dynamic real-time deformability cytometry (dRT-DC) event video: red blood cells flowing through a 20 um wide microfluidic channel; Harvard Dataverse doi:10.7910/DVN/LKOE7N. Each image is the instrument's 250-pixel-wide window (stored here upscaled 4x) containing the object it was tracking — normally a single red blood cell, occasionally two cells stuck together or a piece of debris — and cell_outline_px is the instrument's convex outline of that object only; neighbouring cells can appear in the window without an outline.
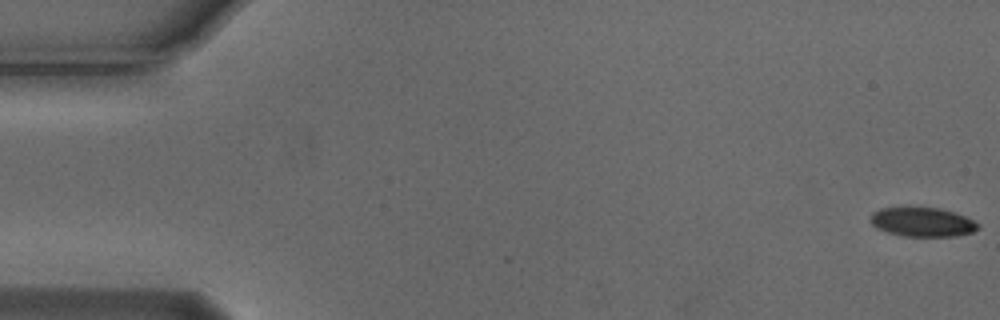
{"species": "Egyptian fruit bat (a non-hibernating species)", "species_latin": "Rousettus aegyptiacus", "temperature_condition": "cold", "stored_images_in_passage": 11, "camera_frame_rate_fps": 3000, "um_per_image_px": 0.085, "animal": {"sex": "male"}, "frame": {"image": 1, "passage_image": 1, "time_ms": 0.0, "image_size_px": [1000, 320], "cell_outline_px": [[980, 228], [972, 232], [956, 236], [904, 236], [888, 232], [876, 228], [868, 220], [872, 212], [880, 208], [908, 204], [940, 208], [956, 212], [980, 224]], "centroid_in_image_um": [78.35, 18.81], "position_along_channel_um": 6.7, "area_um2": 19.19}}